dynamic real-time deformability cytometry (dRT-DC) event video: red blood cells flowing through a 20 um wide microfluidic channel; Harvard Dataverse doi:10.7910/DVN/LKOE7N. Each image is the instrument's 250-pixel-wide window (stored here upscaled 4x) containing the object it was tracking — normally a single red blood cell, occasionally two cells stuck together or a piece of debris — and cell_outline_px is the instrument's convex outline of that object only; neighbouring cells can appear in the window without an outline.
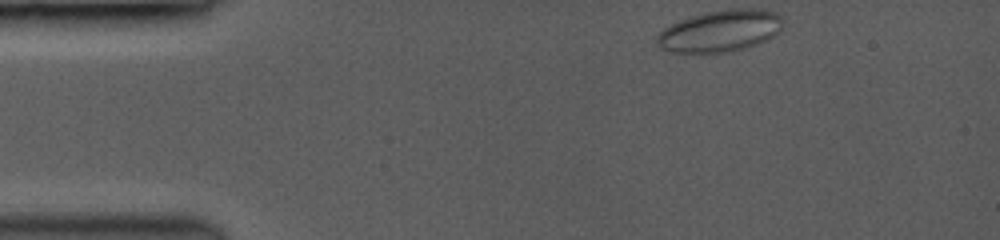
{"species": "common noctule bat (a hibernating species)", "species_latin": "Nyctalus noctula", "temperature_condition": "room temperature", "stored_images_in_passage": 52, "camera_frame_rate_fps": 3500, "um_per_image_px": 0.085, "animal": {"sex": "female", "body_mass_g": 19.0, "forearm_length_mm": 53.3}, "frame": {"image": 1, "passage_image": 1, "time_ms": 0.0, "image_size_px": [1000, 240], "cell_outline_px": [[780, 16], [776, 32], [772, 36], [764, 40], [740, 48], [720, 52], [676, 52], [664, 48], [656, 40], [660, 32], [664, 28], [680, 20], [708, 12], [772, 12]], "centroid_in_image_um": [61.08, 2.68], "position_along_channel_um": 23.9, "area_um2": 27.86}}
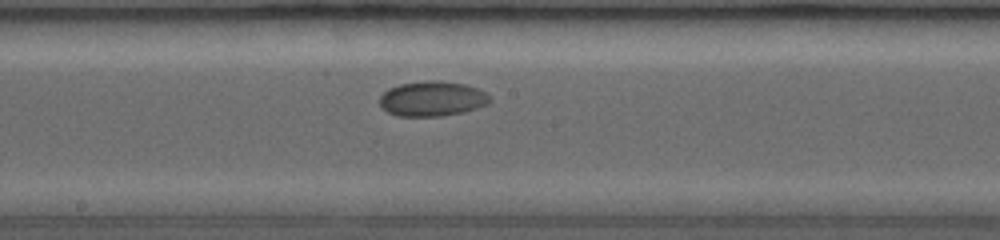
{"frame": {"image": 2, "passage_image": 26, "time_ms": 7.143, "image_size_px": [1000, 240], "cell_outline_px": [[488, 100], [484, 104], [460, 112], [440, 116], [400, 116], [388, 112], [380, 104], [380, 96], [388, 88], [400, 84], [428, 80], [436, 80], [464, 84], [476, 88], [484, 92], [488, 96]], "centroid_in_image_um": [36.65, 8.38], "position_along_channel_um": 211.5, "area_um2": 21.85}}
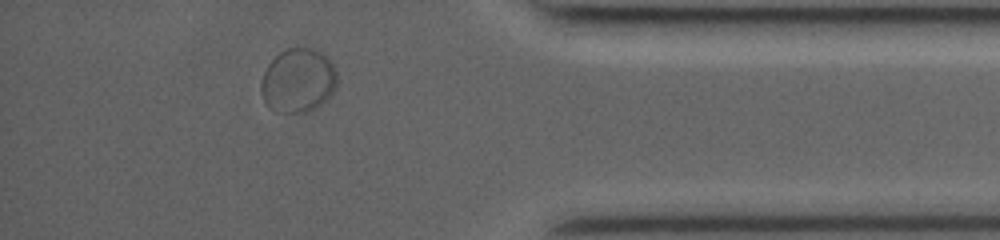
{"frame": {"image": 3, "passage_image": 46, "time_ms": 12.857, "image_size_px": [1000, 240], "cell_outline_px": [[336, 88], [320, 104], [304, 112], [276, 112], [268, 108], [260, 92], [260, 84], [264, 72], [268, 64], [280, 52], [288, 48], [312, 48], [324, 52], [328, 56], [336, 72]], "centroid_in_image_um": [25.31, 6.82], "position_along_channel_um": 409.9, "area_um2": 28.32}}